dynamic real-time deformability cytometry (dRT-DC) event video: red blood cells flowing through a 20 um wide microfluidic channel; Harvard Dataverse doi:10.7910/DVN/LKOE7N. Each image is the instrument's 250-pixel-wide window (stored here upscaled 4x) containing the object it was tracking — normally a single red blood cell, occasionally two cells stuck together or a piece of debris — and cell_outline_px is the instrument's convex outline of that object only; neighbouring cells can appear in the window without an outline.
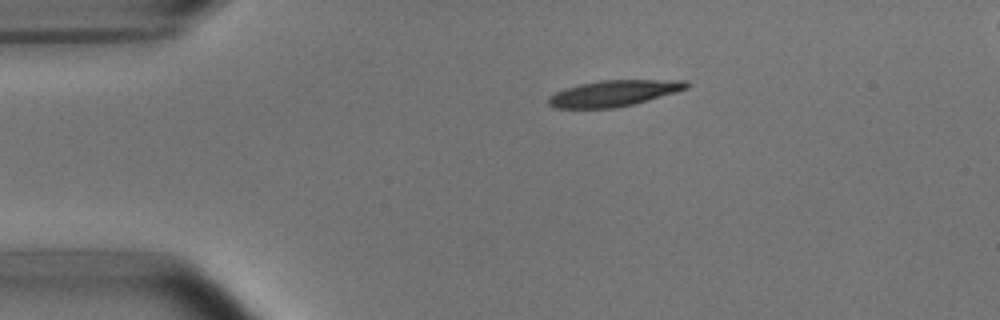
{"species": "common noctule bat (a hibernating species)", "species_latin": "Nyctalus noctula", "temperature_condition": "room temperature", "stored_images_in_passage": 43, "camera_frame_rate_fps": 3000, "um_per_image_px": 0.085, "animal": {"sex": "male", "body_mass_g": 15.6}, "frame": {"image": 1, "passage_image": 1, "time_ms": 0.0, "image_size_px": [1000, 320], "cell_outline_px": [[688, 88], [676, 92], [648, 100], [616, 108], [556, 108], [548, 104], [548, 96], [564, 88], [580, 84], [600, 80], [684, 80], [688, 84]], "centroid_in_image_um": [52.14, 7.93], "position_along_channel_um": 32.9, "area_um2": 20.87}}
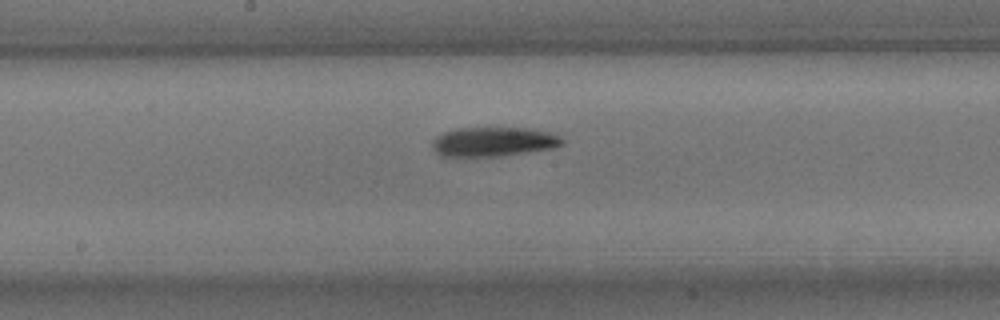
{"frame": {"image": 2, "passage_image": 18, "time_ms": 5.667, "image_size_px": [1000, 320], "cell_outline_px": [[564, 144], [556, 148], [500, 156], [440, 156], [432, 148], [432, 140], [436, 136], [444, 132], [456, 128], [520, 128], [548, 132], [560, 136], [564, 140]], "centroid_in_image_um": [41.94, 12.05], "position_along_channel_um": 206.3, "area_um2": 22.25}}
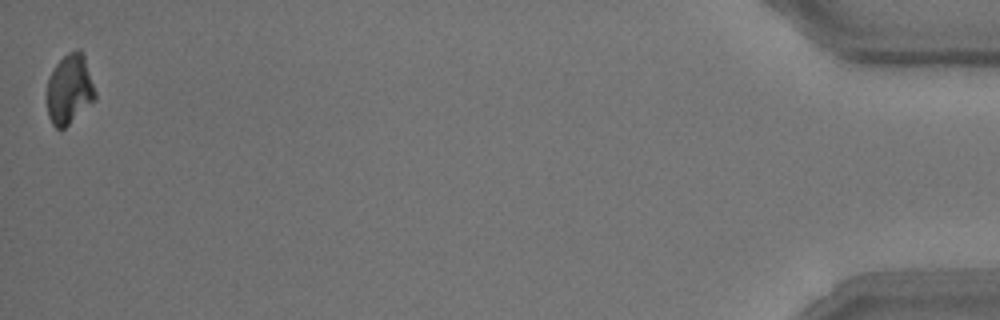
{"frame": {"image": 3, "passage_image": 43, "time_ms": 14.0, "image_size_px": [1000, 320], "cell_outline_px": [[96, 100], [64, 128], [56, 128], [52, 124], [48, 116], [48, 76], [56, 64], [68, 52], [76, 48], [84, 56], [96, 92]], "centroid_in_image_um": [5.91, 7.59], "position_along_channel_um": 429.3, "area_um2": 19.48}, "authors_computed_cell_mechanics": {"area_um2": 21.4438, "velocity_mm_per_s": 3.7751, "shape_relaxation_time_tau1_ms": 2.6861, "shape_relaxation_time_tau2_ms": null, "deformation_change_tau1": 0.133, "deformation_change_tau2": null}}